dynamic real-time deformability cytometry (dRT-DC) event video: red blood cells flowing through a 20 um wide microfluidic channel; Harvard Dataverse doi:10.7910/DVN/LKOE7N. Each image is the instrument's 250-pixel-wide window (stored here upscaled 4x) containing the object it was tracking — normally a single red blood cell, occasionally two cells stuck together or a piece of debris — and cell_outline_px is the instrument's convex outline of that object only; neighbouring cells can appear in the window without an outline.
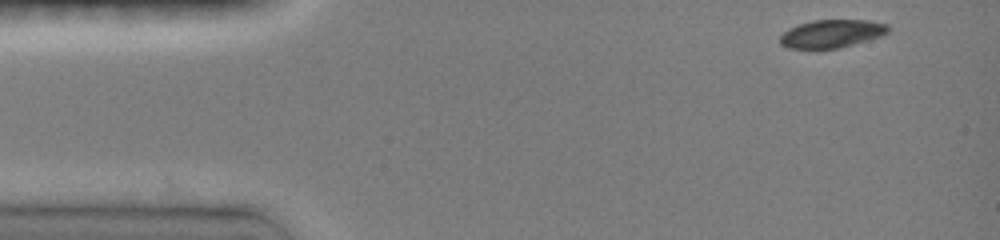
{"species": "common noctule bat (a hibernating species)", "species_latin": "Nyctalus noctula", "temperature_condition": "room temperature", "stored_images_in_passage": 2, "camera_frame_rate_fps": 3000, "um_per_image_px": 0.085, "animal": {"sex": "female", "body_mass_g": 19.0, "forearm_length_mm": 51.5}, "frame": {"image": 1, "passage_image": 1, "time_ms": 0.0, "image_size_px": [1000, 240], "cell_outline_px": [[888, 32], [880, 36], [840, 48], [788, 48], [780, 44], [780, 36], [784, 32], [800, 24], [812, 20], [868, 20], [888, 24]], "centroid_in_image_um": [70.7, 2.86], "position_along_channel_um": 14.3, "area_um2": 17.4}}